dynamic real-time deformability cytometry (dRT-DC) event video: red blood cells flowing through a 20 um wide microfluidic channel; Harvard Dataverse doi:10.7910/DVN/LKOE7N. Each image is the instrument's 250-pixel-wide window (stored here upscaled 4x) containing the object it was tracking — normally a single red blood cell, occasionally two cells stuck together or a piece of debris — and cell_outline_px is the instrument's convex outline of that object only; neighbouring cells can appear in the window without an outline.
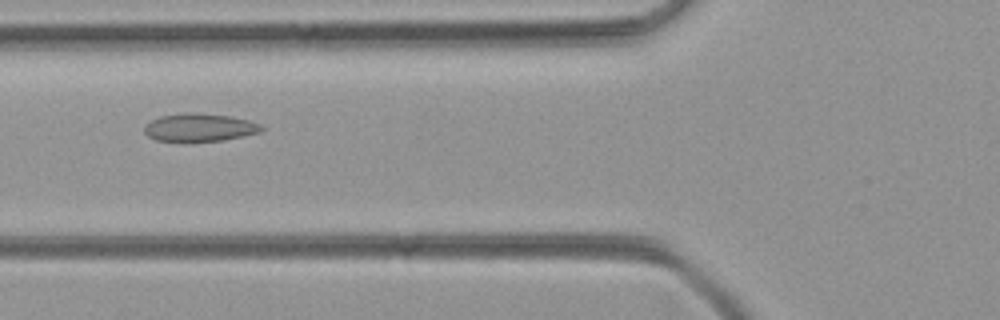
{"species": "common noctule bat (a hibernating species)", "species_latin": "Nyctalus noctula", "temperature_condition": "room temperature", "stored_images_in_passage": 28, "camera_frame_rate_fps": 3000, "um_per_image_px": 0.085, "animal": {"sex": "female", "body_mass_g": 21.9}, "frame": {"image": 1, "passage_image": 14, "time_ms": 4.333, "image_size_px": [1000, 320], "cell_outline_px": [[264, 128], [260, 132], [224, 140], [188, 144], [156, 140], [148, 136], [144, 132], [144, 128], [152, 120], [160, 116], [184, 112], [192, 112], [228, 116], [248, 120], [260, 124]], "centroid_in_image_um": [16.92, 10.87], "position_along_channel_um": 108.9, "area_um2": 19.59}}
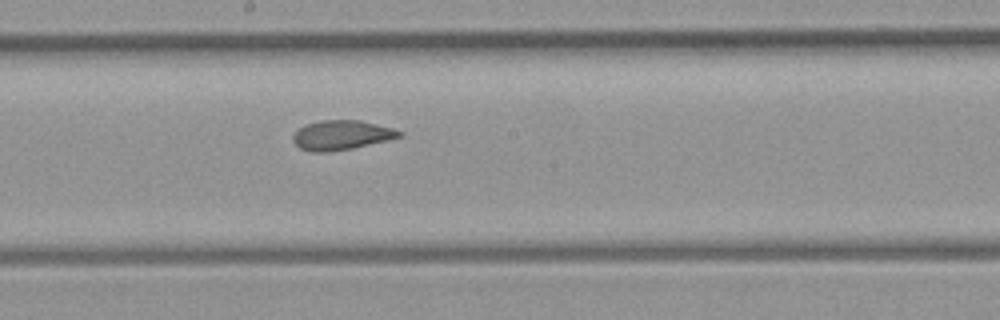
{"frame": {"image": 2, "passage_image": 22, "time_ms": 7.0, "image_size_px": [1000, 320], "cell_outline_px": [[404, 136], [388, 140], [352, 148], [328, 152], [312, 152], [300, 148], [292, 140], [292, 136], [304, 124], [320, 120], [360, 120], [392, 128], [404, 132]], "centroid_in_image_um": [29.03, 11.48], "position_along_channel_um": 219.2, "area_um2": 18.32}}
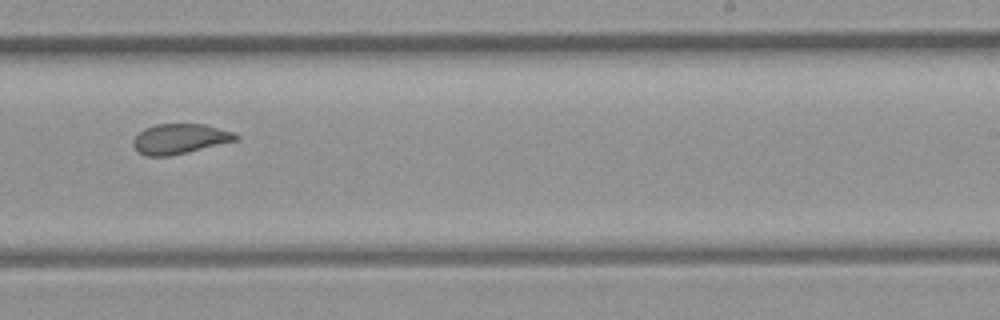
{"frame": {"image": 3, "passage_image": 26, "time_ms": 8.333, "image_size_px": [1000, 320], "cell_outline_px": [[240, 140], [188, 152], [168, 156], [148, 156], [140, 152], [132, 144], [132, 140], [144, 128], [156, 124], [204, 124], [236, 132], [240, 136]], "centroid_in_image_um": [15.35, 11.79], "position_along_channel_um": 273.6, "area_um2": 18.09}}